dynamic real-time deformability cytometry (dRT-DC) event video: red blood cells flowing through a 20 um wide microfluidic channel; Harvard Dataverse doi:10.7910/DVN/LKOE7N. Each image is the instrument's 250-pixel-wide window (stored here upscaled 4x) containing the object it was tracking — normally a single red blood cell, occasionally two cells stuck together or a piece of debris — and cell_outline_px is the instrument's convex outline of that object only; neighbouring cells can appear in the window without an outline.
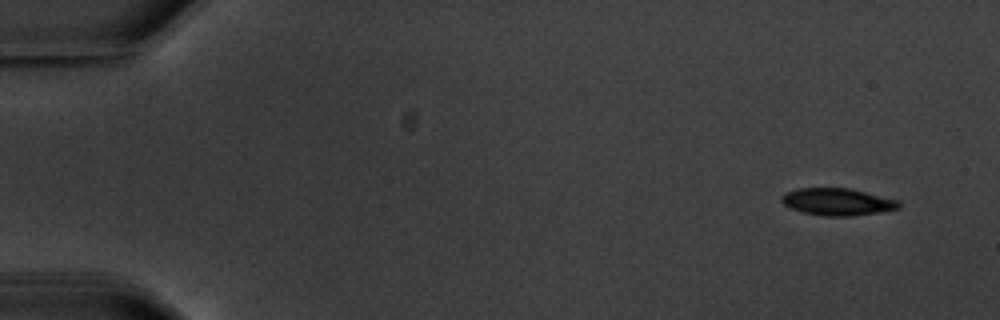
{"species": "common noctule bat (a hibernating species)", "species_latin": "Nyctalus noctula", "temperature_condition": "warm", "stored_images_in_passage": 2, "camera_frame_rate_fps": 3000, "um_per_image_px": 0.085, "animal": {"sex": "male", "body_mass_g": 20.1, "forearm_length_mm": 53.5}, "frame": {"image": 1, "passage_image": 1, "time_ms": 0.0, "image_size_px": [1000, 320], "cell_outline_px": [[900, 208], [880, 212], [848, 216], [824, 216], [804, 212], [792, 208], [784, 204], [780, 200], [780, 196], [784, 192], [800, 188], [848, 188], [900, 200]], "centroid_in_image_um": [71.18, 17.15], "position_along_channel_um": 13.8, "area_um2": 18.5}}